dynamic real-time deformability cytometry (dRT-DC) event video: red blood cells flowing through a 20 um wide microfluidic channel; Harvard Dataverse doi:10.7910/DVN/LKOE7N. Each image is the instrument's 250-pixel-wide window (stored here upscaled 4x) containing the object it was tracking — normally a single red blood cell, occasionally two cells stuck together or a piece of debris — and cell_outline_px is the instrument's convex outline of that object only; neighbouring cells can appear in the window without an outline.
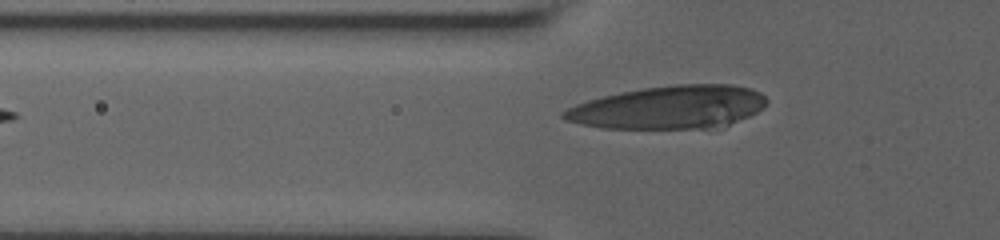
{"species": "human", "species_latin": "Homo sapiens", "temperature_condition": "room temperature", "stored_images_in_passage": 5, "segment_of_instrument_passage": [2, 2], "camera_frame_rate_fps": 3000, "um_per_image_px": 0.085, "donor": {"sex": "male"}, "frame": {"image": 1, "passage_image": 5, "time_ms": 4.333, "image_size_px": [1000, 240], "cell_outline_px": [[768, 100], [764, 108], [724, 128], [600, 128], [580, 124], [564, 120], [560, 116], [560, 112], [576, 104], [588, 100], [620, 92], [644, 88], [672, 84], [732, 84], [752, 88], [760, 92]], "centroid_in_image_um": [56.9, 9.12], "position_along_channel_um": 68.9, "area_um2": 51.38}}